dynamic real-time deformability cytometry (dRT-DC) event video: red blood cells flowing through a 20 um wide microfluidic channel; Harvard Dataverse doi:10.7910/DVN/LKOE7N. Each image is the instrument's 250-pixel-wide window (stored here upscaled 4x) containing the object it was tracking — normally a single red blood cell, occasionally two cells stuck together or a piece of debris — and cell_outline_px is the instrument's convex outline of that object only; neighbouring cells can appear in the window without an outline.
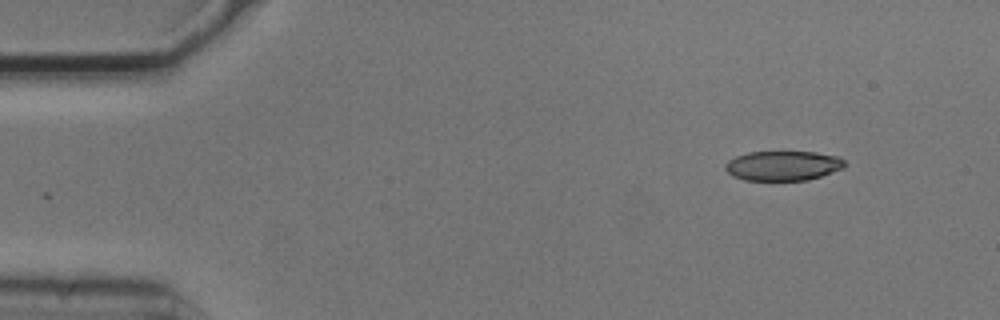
{"species": "common noctule bat (a hibernating species)", "species_latin": "Nyctalus noctula", "temperature_condition": "cold", "stored_images_in_passage": 49, "camera_frame_rate_fps": 3000, "um_per_image_px": 0.085, "animal": {"sex": "male", "body_mass_g": 20.5, "forearm_length_mm": 52.5}, "frame": {"image": 1, "passage_image": 1, "time_ms": 0.0, "image_size_px": [1000, 320], "cell_outline_px": [[848, 164], [844, 168], [808, 180], [744, 180], [732, 176], [724, 168], [724, 164], [728, 160], [736, 156], [748, 152], [816, 152], [840, 156]], "centroid_in_image_um": [66.57, 14.08], "position_along_channel_um": 18.4, "area_um2": 20.87}}
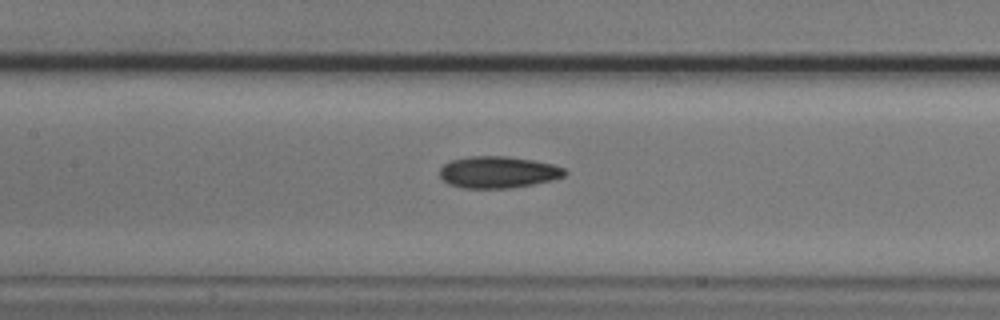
{"frame": {"image": 2, "passage_image": 20, "time_ms": 6.333, "image_size_px": [1000, 320], "cell_outline_px": [[568, 172], [564, 176], [552, 180], [512, 188], [460, 188], [448, 184], [440, 176], [440, 168], [444, 164], [452, 160], [468, 156], [508, 156], [532, 160], [552, 164], [564, 168]], "centroid_in_image_um": [42.33, 14.63], "position_along_channel_um": 165.1, "area_um2": 23.18}}
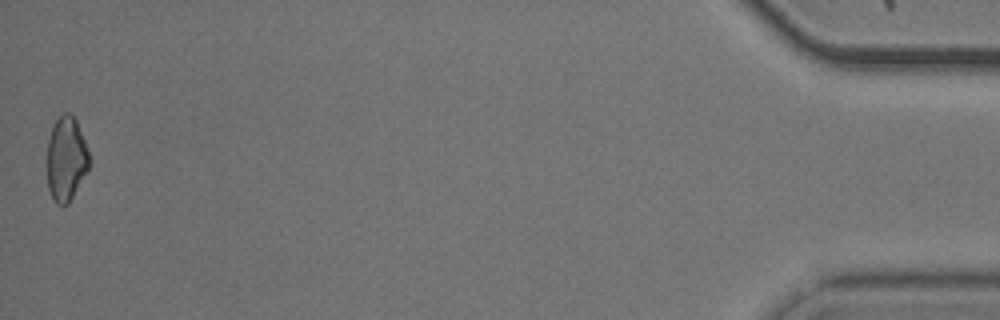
{"frame": {"image": 3, "passage_image": 49, "time_ms": 16.0, "image_size_px": [1000, 320], "cell_outline_px": [[92, 164], [68, 204], [56, 204], [52, 200], [48, 188], [44, 164], [44, 160], [48, 140], [52, 128], [56, 120], [64, 112], [68, 112], [76, 120], [92, 160]], "centroid_in_image_um": [5.59, 13.54], "position_along_channel_um": 429.6, "area_um2": 21.5}, "authors_computed_cell_mechanics": {"area_um2": 22.1952, "velocity_mm_per_s": 3.7245, "shape_relaxation_time_tau1_ms": 3.7431, "shape_relaxation_time_tau2_ms": 7.7881, "deformation_change_tau1": 0.1106, "deformation_change_tau2": 0.1553}}